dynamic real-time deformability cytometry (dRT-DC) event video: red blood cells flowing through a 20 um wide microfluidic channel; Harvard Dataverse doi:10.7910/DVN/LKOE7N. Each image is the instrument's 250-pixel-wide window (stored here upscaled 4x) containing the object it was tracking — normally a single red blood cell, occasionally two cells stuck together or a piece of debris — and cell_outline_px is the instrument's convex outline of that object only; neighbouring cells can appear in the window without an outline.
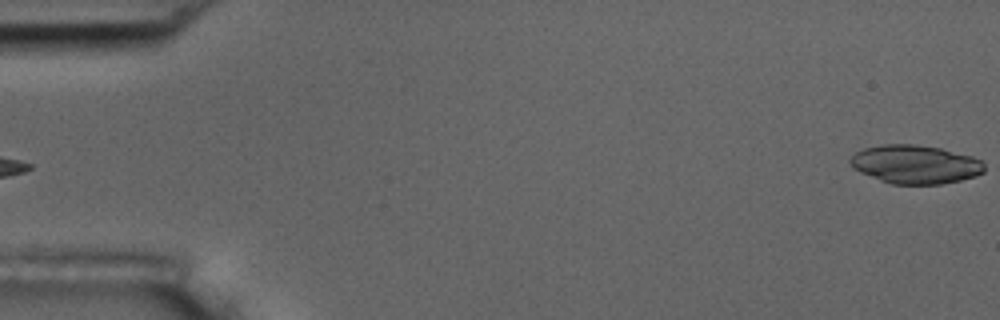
{"species": "common noctule bat (a hibernating species)", "species_latin": "Nyctalus noctula", "temperature_condition": "room temperature", "stored_images_in_passage": 5, "segment_of_instrument_passage": [2, 2], "camera_frame_rate_fps": 3000, "um_per_image_px": 0.085, "animal": {"sex": "male", "body_mass_g": 17.5, "forearm_length_mm": 52.3}, "frame": {"image": 1, "passage_image": 5, "time_ms": 5.333, "image_size_px": [1000, 320], "cell_outline_px": [[984, 172], [976, 176], [960, 180], [940, 184], [892, 184], [880, 180], [860, 172], [852, 168], [848, 160], [856, 152], [864, 148], [880, 144], [916, 144], [940, 148], [972, 156], [980, 160], [984, 164]], "centroid_in_image_um": [77.78, 13.96], "position_along_channel_um": 7.2, "area_um2": 30.23}}